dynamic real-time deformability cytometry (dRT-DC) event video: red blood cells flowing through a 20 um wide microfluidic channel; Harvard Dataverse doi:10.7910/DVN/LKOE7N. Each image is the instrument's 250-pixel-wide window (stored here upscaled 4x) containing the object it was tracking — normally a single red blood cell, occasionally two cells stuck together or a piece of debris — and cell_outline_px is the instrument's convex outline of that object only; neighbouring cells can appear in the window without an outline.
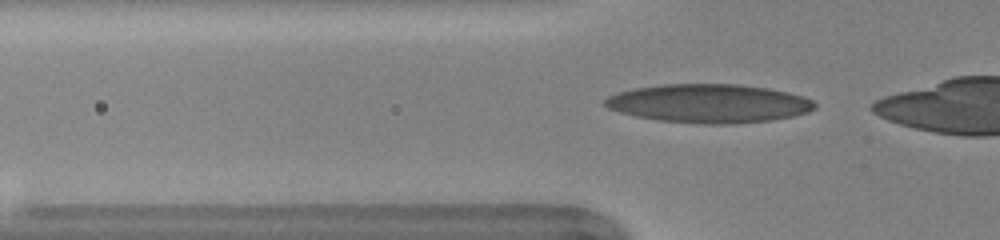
{"species": "human", "species_latin": "Homo sapiens", "temperature_condition": "warm", "stored_images_in_passage": 35, "camera_frame_rate_fps": 3000, "um_per_image_px": 0.085, "donor": {"sex": "female"}, "frame": {"image": 1, "passage_image": 10, "time_ms": 3.0, "image_size_px": [1000, 240], "cell_outline_px": [[816, 108], [808, 112], [792, 116], [772, 120], [732, 124], [700, 124], [660, 120], [636, 116], [620, 112], [608, 108], [604, 104], [604, 100], [608, 96], [616, 92], [636, 88], [660, 84], [740, 84], [768, 88], [788, 92], [804, 96], [812, 100], [816, 104]], "centroid_in_image_um": [60.27, 8.79], "position_along_channel_um": 65.5, "area_um2": 47.4}}
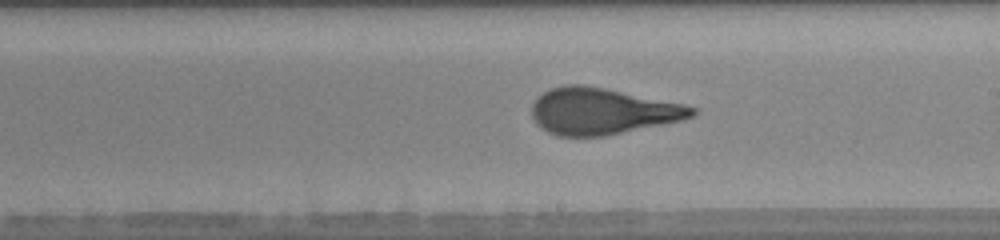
{"frame": {"image": 2, "passage_image": 23, "time_ms": 7.333, "image_size_px": [1000, 240], "cell_outline_px": [[700, 112], [684, 120], [608, 136], [556, 136], [540, 128], [536, 124], [532, 116], [532, 104], [544, 92], [552, 88], [568, 84], [580, 84], [604, 88], [684, 104], [696, 108]], "centroid_in_image_um": [51.21, 9.47], "position_along_channel_um": 237.8, "area_um2": 43.47}}
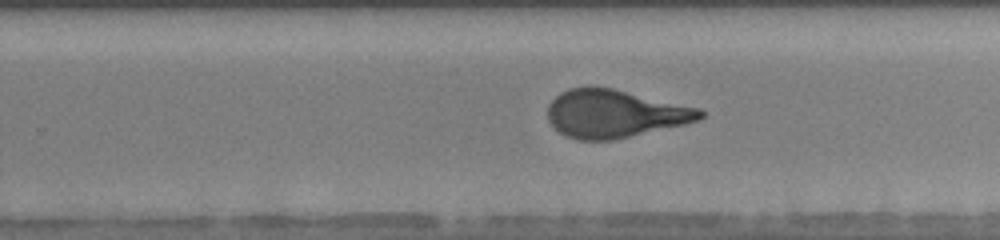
{"frame": {"image": 3, "passage_image": 26, "time_ms": 8.333, "image_size_px": [1000, 240], "cell_outline_px": [[704, 116], [700, 120], [684, 124], [612, 140], [580, 140], [564, 136], [548, 120], [548, 104], [560, 92], [568, 88], [588, 84], [592, 84], [612, 88], [700, 108], [704, 112]], "centroid_in_image_um": [52.21, 9.63], "position_along_channel_um": 277.6, "area_um2": 42.83}}